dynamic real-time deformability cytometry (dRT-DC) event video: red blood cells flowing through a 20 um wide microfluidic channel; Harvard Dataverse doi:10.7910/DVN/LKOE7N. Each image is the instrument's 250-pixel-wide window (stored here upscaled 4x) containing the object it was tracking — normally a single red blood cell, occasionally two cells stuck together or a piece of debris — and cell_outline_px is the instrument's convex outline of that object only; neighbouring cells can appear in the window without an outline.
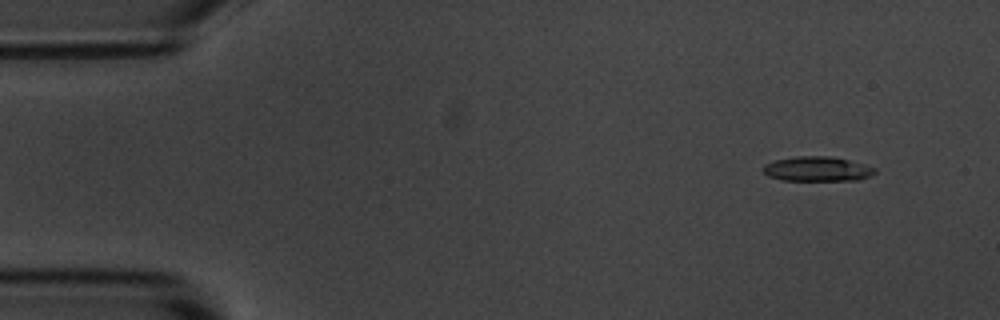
{"species": "common noctule bat (a hibernating species)", "species_latin": "Nyctalus noctula", "temperature_condition": "room temperature", "stored_images_in_passage": 5, "camera_frame_rate_fps": 3000, "um_per_image_px": 0.085, "animal": {"sex": "male", "body_mass_g": 20.1, "forearm_length_mm": 53.5}, "frame": {"image": 1, "passage_image": 2, "time_ms": 1.0, "image_size_px": [1000, 320], "cell_outline_px": [[876, 172], [872, 176], [860, 180], [784, 180], [768, 176], [764, 172], [764, 164], [776, 160], [796, 156], [832, 156], [864, 164], [876, 168]], "centroid_in_image_um": [69.52, 14.36], "position_along_channel_um": 15.5, "area_um2": 16.07}}